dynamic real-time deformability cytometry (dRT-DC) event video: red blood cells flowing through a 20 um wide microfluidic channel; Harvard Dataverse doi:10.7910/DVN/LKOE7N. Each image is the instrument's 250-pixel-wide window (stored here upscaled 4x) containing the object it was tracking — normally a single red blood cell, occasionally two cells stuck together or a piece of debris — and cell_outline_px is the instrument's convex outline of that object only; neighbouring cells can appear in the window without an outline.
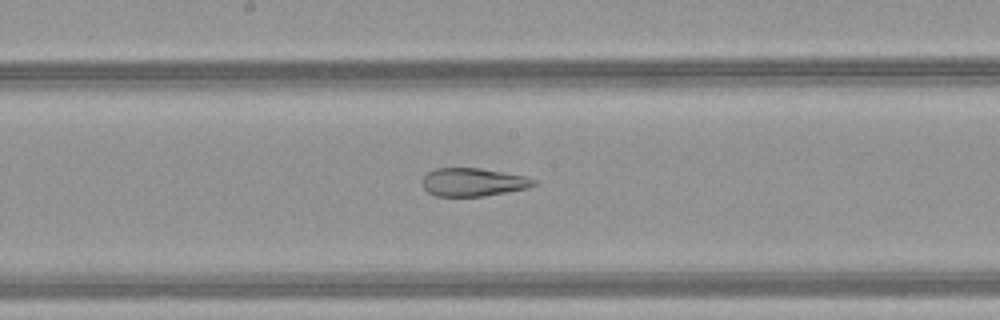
{"species": "common noctule bat (a hibernating species)", "species_latin": "Nyctalus noctula", "temperature_condition": "warm", "stored_images_in_passage": 49, "camera_frame_rate_fps": 3000, "um_per_image_px": 0.085, "animal": {"sex": "female", "body_mass_g": 21.9}, "frame": {"image": 1, "passage_image": 27, "time_ms": 8.667, "image_size_px": [1000, 320], "cell_outline_px": [[536, 184], [528, 188], [484, 196], [436, 196], [428, 192], [424, 188], [420, 180], [428, 172], [436, 168], [480, 168], [528, 176], [536, 180]], "centroid_in_image_um": [40.21, 15.48], "position_along_channel_um": 208.0, "area_um2": 18.44}}
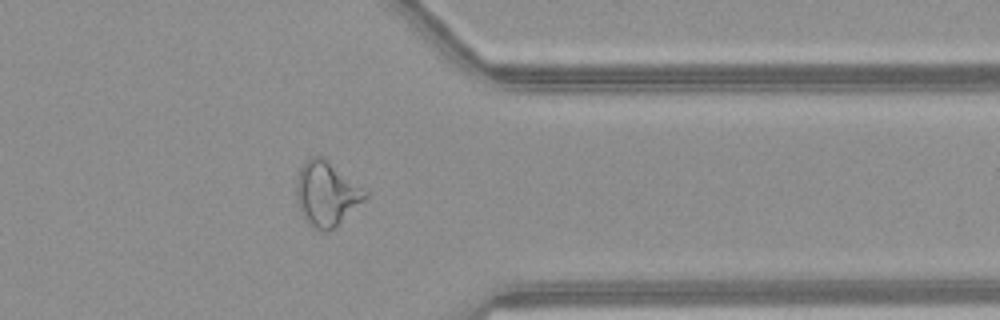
{"frame": {"image": 2, "passage_image": 40, "time_ms": 13.0, "image_size_px": [1000, 320], "cell_outline_px": [[368, 196], [364, 200], [328, 232], [320, 232], [312, 228], [304, 220], [296, 200], [296, 180], [300, 168], [312, 156], [324, 156], [368, 192]], "centroid_in_image_um": [27.72, 16.47], "position_along_channel_um": 383.7, "area_um2": 25.78}}
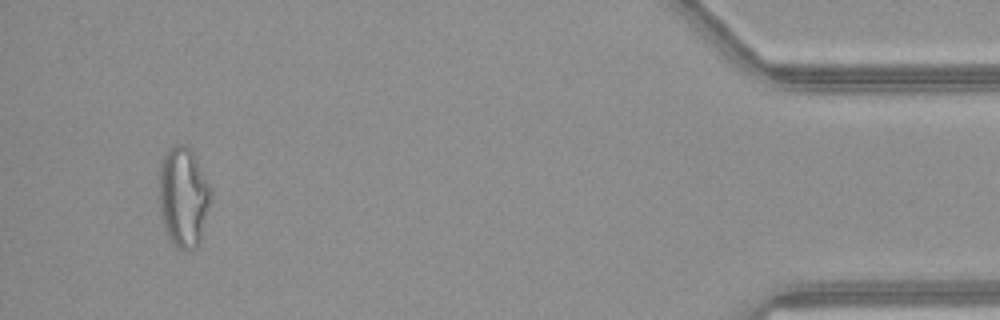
{"frame": {"image": 3, "passage_image": 47, "time_ms": 15.333, "image_size_px": [1000, 320], "cell_outline_px": [[212, 200], [200, 240], [196, 248], [176, 248], [168, 240], [160, 216], [160, 164], [168, 148], [172, 144], [184, 144], [192, 152], [212, 188]], "centroid_in_image_um": [15.6, 16.75], "position_along_channel_um": 419.6, "area_um2": 30.4}, "authors_computed_cell_mechanics": {"area_um2": 27.1082, "velocity_mm_per_s": 4.2099, "shape_relaxation_time_tau1_ms": null, "shape_relaxation_time_tau2_ms": 2.1093, "deformation_change_tau1": null, "deformation_change_tau2": 0.111}}